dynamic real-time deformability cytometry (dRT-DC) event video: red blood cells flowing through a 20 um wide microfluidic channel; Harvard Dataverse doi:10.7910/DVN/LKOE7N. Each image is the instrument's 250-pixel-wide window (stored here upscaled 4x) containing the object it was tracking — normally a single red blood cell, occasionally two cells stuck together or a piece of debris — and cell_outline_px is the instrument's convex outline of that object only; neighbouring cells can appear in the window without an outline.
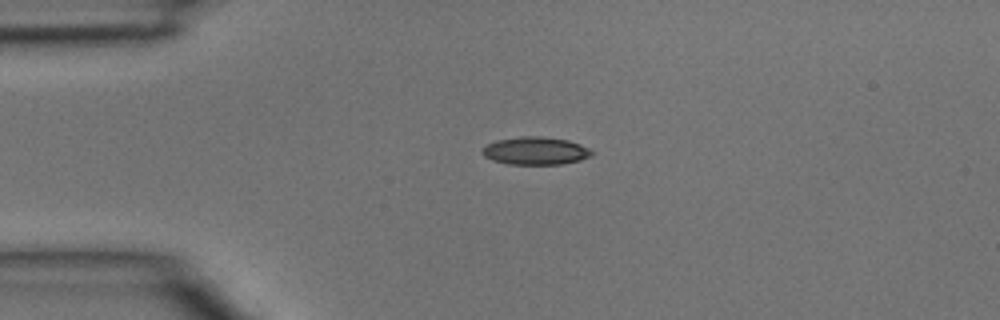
{"species": "common noctule bat (a hibernating species)", "species_latin": "Nyctalus noctula", "temperature_condition": "room temperature", "stored_images_in_passage": 3, "camera_frame_rate_fps": 3000, "um_per_image_px": 0.085, "animal": {"sex": "male", "body_mass_g": 15.6}, "frame": {"image": 1, "passage_image": 3, "time_ms": 0.667, "image_size_px": [1000, 320], "cell_outline_px": [[596, 152], [592, 156], [580, 160], [560, 164], [508, 164], [492, 160], [484, 156], [484, 148], [488, 144], [496, 140], [520, 136], [540, 136], [568, 140], [580, 144]], "centroid_in_image_um": [45.56, 12.82], "position_along_channel_um": 39.4, "area_um2": 17.69}}